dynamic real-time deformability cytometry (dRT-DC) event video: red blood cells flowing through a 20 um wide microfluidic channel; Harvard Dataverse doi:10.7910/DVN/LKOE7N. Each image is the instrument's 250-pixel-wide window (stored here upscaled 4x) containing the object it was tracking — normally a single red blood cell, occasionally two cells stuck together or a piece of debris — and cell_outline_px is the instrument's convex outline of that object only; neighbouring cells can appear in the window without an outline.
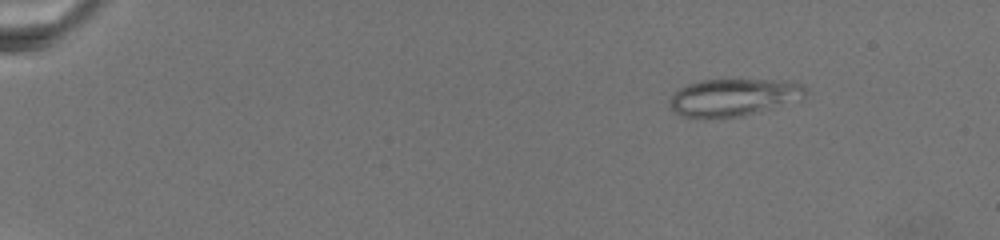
{"species": "common noctule bat (a hibernating species)", "species_latin": "Nyctalus noctula", "temperature_condition": "warm", "stored_images_in_passage": 28, "camera_frame_rate_fps": 3000, "um_per_image_px": 0.085, "animal": {"sex": "female", "body_mass_g": 19.5, "forearm_length_mm": 54.1}, "frame": {"image": 1, "passage_image": 4, "time_ms": 3.333, "image_size_px": [1000, 240], "cell_outline_px": [[804, 92], [768, 108], [756, 112], [740, 116], [680, 116], [668, 104], [672, 96], [680, 88], [688, 84], [700, 80], [780, 80], [804, 84]], "centroid_in_image_um": [62.2, 8.23], "position_along_channel_um": 22.8, "area_um2": 27.8}}
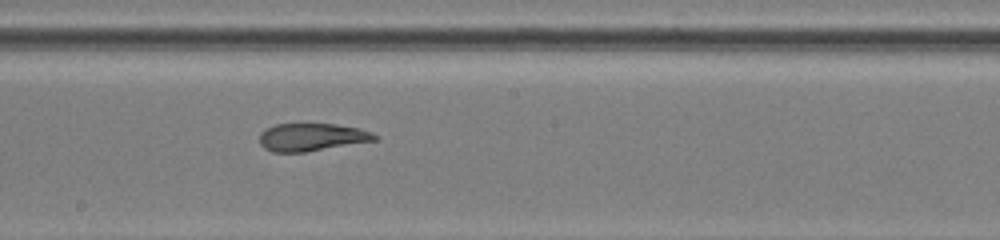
{"frame": {"image": 2, "passage_image": 17, "time_ms": 15.0, "image_size_px": [1000, 240], "cell_outline_px": [[380, 136], [376, 140], [304, 152], [272, 152], [264, 148], [260, 144], [260, 132], [276, 124], [336, 124], [360, 128], [372, 132]], "centroid_in_image_um": [26.51, 11.65], "position_along_channel_um": 221.7, "area_um2": 18.55}}
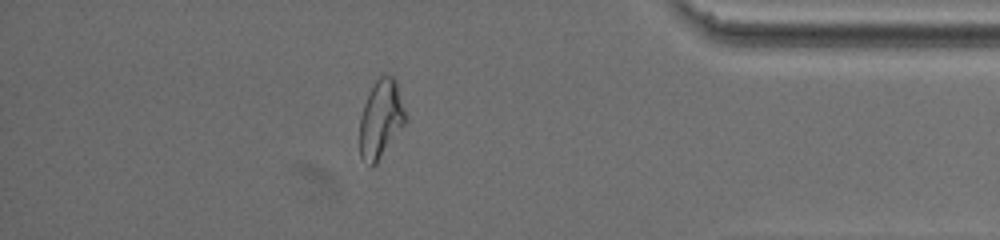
{"frame": {"image": 3, "passage_image": 25, "time_ms": 22.333, "image_size_px": [1000, 240], "cell_outline_px": [[408, 116], [404, 124], [376, 164], [372, 164], [360, 156], [360, 116], [364, 104], [380, 72], [392, 76], [396, 80]], "centroid_in_image_um": [32.4, 10.04], "position_along_channel_um": 402.8, "area_um2": 20.69}}